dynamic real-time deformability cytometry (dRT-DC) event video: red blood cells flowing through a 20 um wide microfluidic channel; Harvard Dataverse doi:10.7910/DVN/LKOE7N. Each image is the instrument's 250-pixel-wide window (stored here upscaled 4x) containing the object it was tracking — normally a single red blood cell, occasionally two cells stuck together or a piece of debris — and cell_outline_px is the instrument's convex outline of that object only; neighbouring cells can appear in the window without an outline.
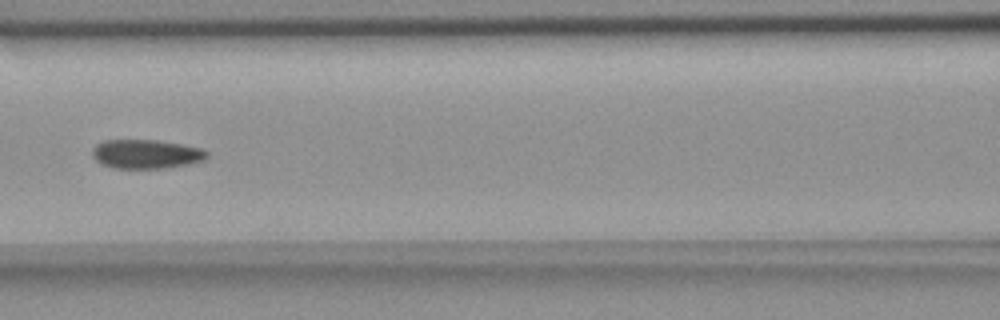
{"species": "common noctule bat (a hibernating species)", "species_latin": "Nyctalus noctula", "temperature_condition": "room temperature", "stored_images_in_passage": 8, "camera_frame_rate_fps": 3000, "um_per_image_px": 0.085, "animal": {"sex": "female", "body_mass_g": 18.4}, "frame": {"image": 1, "passage_image": 8, "time_ms": 2.333, "image_size_px": [1000, 320], "cell_outline_px": [[208, 156], [204, 160], [188, 164], [164, 168], [112, 168], [100, 164], [92, 156], [92, 148], [96, 144], [104, 140], [156, 140], [180, 144], [200, 148], [208, 152]], "centroid_in_image_um": [12.38, 13.1], "position_along_channel_um": 154.2, "area_um2": 19.42}}